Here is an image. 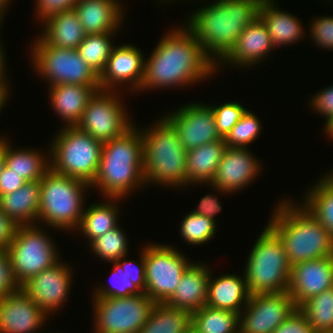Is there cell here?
I'll return each instance as SVG.
<instances>
[{
  "mask_svg": "<svg viewBox=\"0 0 333 333\" xmlns=\"http://www.w3.org/2000/svg\"><path fill=\"white\" fill-rule=\"evenodd\" d=\"M198 333H240V314L204 305L191 314Z\"/></svg>",
  "mask_w": 333,
  "mask_h": 333,
  "instance_id": "obj_34",
  "label": "cell"
},
{
  "mask_svg": "<svg viewBox=\"0 0 333 333\" xmlns=\"http://www.w3.org/2000/svg\"><path fill=\"white\" fill-rule=\"evenodd\" d=\"M144 67V55L135 45L113 46L106 66L99 75L100 90L118 92L122 84L125 87L129 85L130 91L139 92L143 82Z\"/></svg>",
  "mask_w": 333,
  "mask_h": 333,
  "instance_id": "obj_17",
  "label": "cell"
},
{
  "mask_svg": "<svg viewBox=\"0 0 333 333\" xmlns=\"http://www.w3.org/2000/svg\"><path fill=\"white\" fill-rule=\"evenodd\" d=\"M3 17H4V16L0 13V29H1V25H2L1 22L3 23V21H2V20H3Z\"/></svg>",
  "mask_w": 333,
  "mask_h": 333,
  "instance_id": "obj_57",
  "label": "cell"
},
{
  "mask_svg": "<svg viewBox=\"0 0 333 333\" xmlns=\"http://www.w3.org/2000/svg\"><path fill=\"white\" fill-rule=\"evenodd\" d=\"M186 333H198L193 326H191L187 331Z\"/></svg>",
  "mask_w": 333,
  "mask_h": 333,
  "instance_id": "obj_56",
  "label": "cell"
},
{
  "mask_svg": "<svg viewBox=\"0 0 333 333\" xmlns=\"http://www.w3.org/2000/svg\"><path fill=\"white\" fill-rule=\"evenodd\" d=\"M333 287V256L292 265L289 294L299 308L305 301Z\"/></svg>",
  "mask_w": 333,
  "mask_h": 333,
  "instance_id": "obj_19",
  "label": "cell"
},
{
  "mask_svg": "<svg viewBox=\"0 0 333 333\" xmlns=\"http://www.w3.org/2000/svg\"><path fill=\"white\" fill-rule=\"evenodd\" d=\"M298 309L316 333H333V287L305 301Z\"/></svg>",
  "mask_w": 333,
  "mask_h": 333,
  "instance_id": "obj_35",
  "label": "cell"
},
{
  "mask_svg": "<svg viewBox=\"0 0 333 333\" xmlns=\"http://www.w3.org/2000/svg\"><path fill=\"white\" fill-rule=\"evenodd\" d=\"M142 185H146L142 134L140 128L133 125L122 136L103 142L101 160L91 188L99 189L106 200L129 196Z\"/></svg>",
  "mask_w": 333,
  "mask_h": 333,
  "instance_id": "obj_4",
  "label": "cell"
},
{
  "mask_svg": "<svg viewBox=\"0 0 333 333\" xmlns=\"http://www.w3.org/2000/svg\"><path fill=\"white\" fill-rule=\"evenodd\" d=\"M296 308L288 291L250 295L240 313V333H272Z\"/></svg>",
  "mask_w": 333,
  "mask_h": 333,
  "instance_id": "obj_14",
  "label": "cell"
},
{
  "mask_svg": "<svg viewBox=\"0 0 333 333\" xmlns=\"http://www.w3.org/2000/svg\"><path fill=\"white\" fill-rule=\"evenodd\" d=\"M11 0H0V13L4 16L6 15V10L9 4H11Z\"/></svg>",
  "mask_w": 333,
  "mask_h": 333,
  "instance_id": "obj_53",
  "label": "cell"
},
{
  "mask_svg": "<svg viewBox=\"0 0 333 333\" xmlns=\"http://www.w3.org/2000/svg\"><path fill=\"white\" fill-rule=\"evenodd\" d=\"M151 243L144 247L146 294L155 303H165L174 293L188 266L187 255L171 245Z\"/></svg>",
  "mask_w": 333,
  "mask_h": 333,
  "instance_id": "obj_12",
  "label": "cell"
},
{
  "mask_svg": "<svg viewBox=\"0 0 333 333\" xmlns=\"http://www.w3.org/2000/svg\"><path fill=\"white\" fill-rule=\"evenodd\" d=\"M211 108L214 112L217 132L223 139L247 110L241 103L233 101L219 106L212 105Z\"/></svg>",
  "mask_w": 333,
  "mask_h": 333,
  "instance_id": "obj_41",
  "label": "cell"
},
{
  "mask_svg": "<svg viewBox=\"0 0 333 333\" xmlns=\"http://www.w3.org/2000/svg\"><path fill=\"white\" fill-rule=\"evenodd\" d=\"M311 23V40L318 48L333 51V16L317 17Z\"/></svg>",
  "mask_w": 333,
  "mask_h": 333,
  "instance_id": "obj_42",
  "label": "cell"
},
{
  "mask_svg": "<svg viewBox=\"0 0 333 333\" xmlns=\"http://www.w3.org/2000/svg\"><path fill=\"white\" fill-rule=\"evenodd\" d=\"M273 49L275 50L270 34L264 22L258 17L245 28L228 53L216 64V72H219L220 64L224 63L241 68L257 65Z\"/></svg>",
  "mask_w": 333,
  "mask_h": 333,
  "instance_id": "obj_21",
  "label": "cell"
},
{
  "mask_svg": "<svg viewBox=\"0 0 333 333\" xmlns=\"http://www.w3.org/2000/svg\"><path fill=\"white\" fill-rule=\"evenodd\" d=\"M262 0H214L197 8L185 27L216 65L245 28L258 18Z\"/></svg>",
  "mask_w": 333,
  "mask_h": 333,
  "instance_id": "obj_2",
  "label": "cell"
},
{
  "mask_svg": "<svg viewBox=\"0 0 333 333\" xmlns=\"http://www.w3.org/2000/svg\"><path fill=\"white\" fill-rule=\"evenodd\" d=\"M326 133V135L328 134L329 136V140H331L333 138V123L324 131ZM333 140V139H332Z\"/></svg>",
  "mask_w": 333,
  "mask_h": 333,
  "instance_id": "obj_54",
  "label": "cell"
},
{
  "mask_svg": "<svg viewBox=\"0 0 333 333\" xmlns=\"http://www.w3.org/2000/svg\"><path fill=\"white\" fill-rule=\"evenodd\" d=\"M327 174L333 179V170L331 172H327Z\"/></svg>",
  "mask_w": 333,
  "mask_h": 333,
  "instance_id": "obj_58",
  "label": "cell"
},
{
  "mask_svg": "<svg viewBox=\"0 0 333 333\" xmlns=\"http://www.w3.org/2000/svg\"><path fill=\"white\" fill-rule=\"evenodd\" d=\"M40 227L36 224L17 226L13 240L7 248L13 274L20 287L61 259L53 239Z\"/></svg>",
  "mask_w": 333,
  "mask_h": 333,
  "instance_id": "obj_10",
  "label": "cell"
},
{
  "mask_svg": "<svg viewBox=\"0 0 333 333\" xmlns=\"http://www.w3.org/2000/svg\"><path fill=\"white\" fill-rule=\"evenodd\" d=\"M6 139L0 141V154L4 158L5 166L26 182L40 181L51 170L50 149L45 155L33 148H14L10 145V140Z\"/></svg>",
  "mask_w": 333,
  "mask_h": 333,
  "instance_id": "obj_27",
  "label": "cell"
},
{
  "mask_svg": "<svg viewBox=\"0 0 333 333\" xmlns=\"http://www.w3.org/2000/svg\"><path fill=\"white\" fill-rule=\"evenodd\" d=\"M120 199L123 198H110L108 201L101 203L90 204L88 208H84L81 222L76 229L83 236L87 237L89 243L100 235L116 228L118 226L119 207H117ZM116 204V205H115Z\"/></svg>",
  "mask_w": 333,
  "mask_h": 333,
  "instance_id": "obj_31",
  "label": "cell"
},
{
  "mask_svg": "<svg viewBox=\"0 0 333 333\" xmlns=\"http://www.w3.org/2000/svg\"><path fill=\"white\" fill-rule=\"evenodd\" d=\"M312 100V101H311ZM310 100L312 111L317 112L319 115L324 116V130L333 123V85L326 87L324 90L317 92V94Z\"/></svg>",
  "mask_w": 333,
  "mask_h": 333,
  "instance_id": "obj_44",
  "label": "cell"
},
{
  "mask_svg": "<svg viewBox=\"0 0 333 333\" xmlns=\"http://www.w3.org/2000/svg\"><path fill=\"white\" fill-rule=\"evenodd\" d=\"M88 244L92 253L105 260V262L117 261L129 253L128 240L120 225L98 236Z\"/></svg>",
  "mask_w": 333,
  "mask_h": 333,
  "instance_id": "obj_37",
  "label": "cell"
},
{
  "mask_svg": "<svg viewBox=\"0 0 333 333\" xmlns=\"http://www.w3.org/2000/svg\"><path fill=\"white\" fill-rule=\"evenodd\" d=\"M210 272L209 266L203 262L194 263L193 261L184 271L174 293L165 303L191 314L201 309L207 301Z\"/></svg>",
  "mask_w": 333,
  "mask_h": 333,
  "instance_id": "obj_23",
  "label": "cell"
},
{
  "mask_svg": "<svg viewBox=\"0 0 333 333\" xmlns=\"http://www.w3.org/2000/svg\"><path fill=\"white\" fill-rule=\"evenodd\" d=\"M228 146L224 139L207 143L186 152L187 186L211 184Z\"/></svg>",
  "mask_w": 333,
  "mask_h": 333,
  "instance_id": "obj_30",
  "label": "cell"
},
{
  "mask_svg": "<svg viewBox=\"0 0 333 333\" xmlns=\"http://www.w3.org/2000/svg\"><path fill=\"white\" fill-rule=\"evenodd\" d=\"M51 107L64 119V127L76 126L90 99L100 90V86L60 84L49 86Z\"/></svg>",
  "mask_w": 333,
  "mask_h": 333,
  "instance_id": "obj_24",
  "label": "cell"
},
{
  "mask_svg": "<svg viewBox=\"0 0 333 333\" xmlns=\"http://www.w3.org/2000/svg\"><path fill=\"white\" fill-rule=\"evenodd\" d=\"M175 128L186 151L207 143L222 140L217 132L211 105L189 103L163 115Z\"/></svg>",
  "mask_w": 333,
  "mask_h": 333,
  "instance_id": "obj_15",
  "label": "cell"
},
{
  "mask_svg": "<svg viewBox=\"0 0 333 333\" xmlns=\"http://www.w3.org/2000/svg\"><path fill=\"white\" fill-rule=\"evenodd\" d=\"M113 264L112 282L106 285H99L92 293V298H109V297H129L140 295L143 292L132 283L131 279L124 273L121 264L118 261L110 262ZM103 286V287H102Z\"/></svg>",
  "mask_w": 333,
  "mask_h": 333,
  "instance_id": "obj_40",
  "label": "cell"
},
{
  "mask_svg": "<svg viewBox=\"0 0 333 333\" xmlns=\"http://www.w3.org/2000/svg\"><path fill=\"white\" fill-rule=\"evenodd\" d=\"M4 166H5V161H4L3 156L0 154V175L2 173Z\"/></svg>",
  "mask_w": 333,
  "mask_h": 333,
  "instance_id": "obj_55",
  "label": "cell"
},
{
  "mask_svg": "<svg viewBox=\"0 0 333 333\" xmlns=\"http://www.w3.org/2000/svg\"><path fill=\"white\" fill-rule=\"evenodd\" d=\"M25 180L12 169L4 166L0 175V195L15 192L25 184Z\"/></svg>",
  "mask_w": 333,
  "mask_h": 333,
  "instance_id": "obj_49",
  "label": "cell"
},
{
  "mask_svg": "<svg viewBox=\"0 0 333 333\" xmlns=\"http://www.w3.org/2000/svg\"><path fill=\"white\" fill-rule=\"evenodd\" d=\"M118 32L87 34L76 49L81 58L98 74L104 70L114 46L112 38Z\"/></svg>",
  "mask_w": 333,
  "mask_h": 333,
  "instance_id": "obj_36",
  "label": "cell"
},
{
  "mask_svg": "<svg viewBox=\"0 0 333 333\" xmlns=\"http://www.w3.org/2000/svg\"><path fill=\"white\" fill-rule=\"evenodd\" d=\"M212 275L210 272L206 305L240 314L250 298L245 276Z\"/></svg>",
  "mask_w": 333,
  "mask_h": 333,
  "instance_id": "obj_25",
  "label": "cell"
},
{
  "mask_svg": "<svg viewBox=\"0 0 333 333\" xmlns=\"http://www.w3.org/2000/svg\"><path fill=\"white\" fill-rule=\"evenodd\" d=\"M9 93L10 92H0V111H1V109H3V106L6 105L5 103H7L6 101L9 98V95H10ZM2 139H4V136L3 137L0 136V141Z\"/></svg>",
  "mask_w": 333,
  "mask_h": 333,
  "instance_id": "obj_52",
  "label": "cell"
},
{
  "mask_svg": "<svg viewBox=\"0 0 333 333\" xmlns=\"http://www.w3.org/2000/svg\"><path fill=\"white\" fill-rule=\"evenodd\" d=\"M180 235L188 244L202 245L211 240L216 234L217 223L203 215L189 212L183 216Z\"/></svg>",
  "mask_w": 333,
  "mask_h": 333,
  "instance_id": "obj_38",
  "label": "cell"
},
{
  "mask_svg": "<svg viewBox=\"0 0 333 333\" xmlns=\"http://www.w3.org/2000/svg\"><path fill=\"white\" fill-rule=\"evenodd\" d=\"M120 91L98 90L87 104L76 127L103 142L122 136L134 124L119 97Z\"/></svg>",
  "mask_w": 333,
  "mask_h": 333,
  "instance_id": "obj_13",
  "label": "cell"
},
{
  "mask_svg": "<svg viewBox=\"0 0 333 333\" xmlns=\"http://www.w3.org/2000/svg\"><path fill=\"white\" fill-rule=\"evenodd\" d=\"M256 158L248 147H227L209 187L222 194L240 192L260 175L262 165Z\"/></svg>",
  "mask_w": 333,
  "mask_h": 333,
  "instance_id": "obj_18",
  "label": "cell"
},
{
  "mask_svg": "<svg viewBox=\"0 0 333 333\" xmlns=\"http://www.w3.org/2000/svg\"><path fill=\"white\" fill-rule=\"evenodd\" d=\"M47 318L22 288L0 299V333H36Z\"/></svg>",
  "mask_w": 333,
  "mask_h": 333,
  "instance_id": "obj_20",
  "label": "cell"
},
{
  "mask_svg": "<svg viewBox=\"0 0 333 333\" xmlns=\"http://www.w3.org/2000/svg\"><path fill=\"white\" fill-rule=\"evenodd\" d=\"M275 0H262L258 17L264 22L274 48L295 44L305 36L303 26L295 15L280 10Z\"/></svg>",
  "mask_w": 333,
  "mask_h": 333,
  "instance_id": "obj_26",
  "label": "cell"
},
{
  "mask_svg": "<svg viewBox=\"0 0 333 333\" xmlns=\"http://www.w3.org/2000/svg\"><path fill=\"white\" fill-rule=\"evenodd\" d=\"M51 142V170L91 186L98 171L103 143L76 126L63 127Z\"/></svg>",
  "mask_w": 333,
  "mask_h": 333,
  "instance_id": "obj_8",
  "label": "cell"
},
{
  "mask_svg": "<svg viewBox=\"0 0 333 333\" xmlns=\"http://www.w3.org/2000/svg\"><path fill=\"white\" fill-rule=\"evenodd\" d=\"M272 333H316L306 316L296 308Z\"/></svg>",
  "mask_w": 333,
  "mask_h": 333,
  "instance_id": "obj_46",
  "label": "cell"
},
{
  "mask_svg": "<svg viewBox=\"0 0 333 333\" xmlns=\"http://www.w3.org/2000/svg\"><path fill=\"white\" fill-rule=\"evenodd\" d=\"M218 198V196L212 195V193L206 194L201 198L197 208L193 210V212L217 222L215 220V216L222 210V205L220 204Z\"/></svg>",
  "mask_w": 333,
  "mask_h": 333,
  "instance_id": "obj_48",
  "label": "cell"
},
{
  "mask_svg": "<svg viewBox=\"0 0 333 333\" xmlns=\"http://www.w3.org/2000/svg\"><path fill=\"white\" fill-rule=\"evenodd\" d=\"M17 224H15L6 214L0 209V250H5L11 244Z\"/></svg>",
  "mask_w": 333,
  "mask_h": 333,
  "instance_id": "obj_50",
  "label": "cell"
},
{
  "mask_svg": "<svg viewBox=\"0 0 333 333\" xmlns=\"http://www.w3.org/2000/svg\"><path fill=\"white\" fill-rule=\"evenodd\" d=\"M92 301L93 333H138L156 304L146 293Z\"/></svg>",
  "mask_w": 333,
  "mask_h": 333,
  "instance_id": "obj_11",
  "label": "cell"
},
{
  "mask_svg": "<svg viewBox=\"0 0 333 333\" xmlns=\"http://www.w3.org/2000/svg\"><path fill=\"white\" fill-rule=\"evenodd\" d=\"M190 327L191 313L166 303H156L138 333H186Z\"/></svg>",
  "mask_w": 333,
  "mask_h": 333,
  "instance_id": "obj_33",
  "label": "cell"
},
{
  "mask_svg": "<svg viewBox=\"0 0 333 333\" xmlns=\"http://www.w3.org/2000/svg\"><path fill=\"white\" fill-rule=\"evenodd\" d=\"M306 192L302 204L333 237V179L326 173Z\"/></svg>",
  "mask_w": 333,
  "mask_h": 333,
  "instance_id": "obj_32",
  "label": "cell"
},
{
  "mask_svg": "<svg viewBox=\"0 0 333 333\" xmlns=\"http://www.w3.org/2000/svg\"><path fill=\"white\" fill-rule=\"evenodd\" d=\"M31 48L35 72L50 86L77 84L99 86V75L81 58L76 49L58 48L36 38Z\"/></svg>",
  "mask_w": 333,
  "mask_h": 333,
  "instance_id": "obj_9",
  "label": "cell"
},
{
  "mask_svg": "<svg viewBox=\"0 0 333 333\" xmlns=\"http://www.w3.org/2000/svg\"><path fill=\"white\" fill-rule=\"evenodd\" d=\"M1 41V40H0ZM4 48L0 42V92H9L8 79L6 74V59L4 54ZM6 75V76H5Z\"/></svg>",
  "mask_w": 333,
  "mask_h": 333,
  "instance_id": "obj_51",
  "label": "cell"
},
{
  "mask_svg": "<svg viewBox=\"0 0 333 333\" xmlns=\"http://www.w3.org/2000/svg\"><path fill=\"white\" fill-rule=\"evenodd\" d=\"M252 113L250 110H246L241 119L236 123L232 130L224 138V141L228 147L246 148L257 140L262 131L261 120Z\"/></svg>",
  "mask_w": 333,
  "mask_h": 333,
  "instance_id": "obj_39",
  "label": "cell"
},
{
  "mask_svg": "<svg viewBox=\"0 0 333 333\" xmlns=\"http://www.w3.org/2000/svg\"><path fill=\"white\" fill-rule=\"evenodd\" d=\"M41 22L45 25L39 36L54 47L77 49L87 35L74 9L52 14Z\"/></svg>",
  "mask_w": 333,
  "mask_h": 333,
  "instance_id": "obj_29",
  "label": "cell"
},
{
  "mask_svg": "<svg viewBox=\"0 0 333 333\" xmlns=\"http://www.w3.org/2000/svg\"><path fill=\"white\" fill-rule=\"evenodd\" d=\"M13 274L8 250H0V299L20 289Z\"/></svg>",
  "mask_w": 333,
  "mask_h": 333,
  "instance_id": "obj_43",
  "label": "cell"
},
{
  "mask_svg": "<svg viewBox=\"0 0 333 333\" xmlns=\"http://www.w3.org/2000/svg\"><path fill=\"white\" fill-rule=\"evenodd\" d=\"M141 134L146 185L154 183L168 188L186 187L187 151L181 145L173 125L163 116L151 127L142 129Z\"/></svg>",
  "mask_w": 333,
  "mask_h": 333,
  "instance_id": "obj_5",
  "label": "cell"
},
{
  "mask_svg": "<svg viewBox=\"0 0 333 333\" xmlns=\"http://www.w3.org/2000/svg\"><path fill=\"white\" fill-rule=\"evenodd\" d=\"M141 257L138 261L127 260V256H123L117 261L121 264L124 273L131 279L132 283H134L143 293L146 292V281H145V257H144V248H142V252H140Z\"/></svg>",
  "mask_w": 333,
  "mask_h": 333,
  "instance_id": "obj_45",
  "label": "cell"
},
{
  "mask_svg": "<svg viewBox=\"0 0 333 333\" xmlns=\"http://www.w3.org/2000/svg\"><path fill=\"white\" fill-rule=\"evenodd\" d=\"M244 276L250 295L287 292L292 265L280 239L265 226L249 252Z\"/></svg>",
  "mask_w": 333,
  "mask_h": 333,
  "instance_id": "obj_7",
  "label": "cell"
},
{
  "mask_svg": "<svg viewBox=\"0 0 333 333\" xmlns=\"http://www.w3.org/2000/svg\"><path fill=\"white\" fill-rule=\"evenodd\" d=\"M73 9L86 34L119 32L124 22L121 0H78Z\"/></svg>",
  "mask_w": 333,
  "mask_h": 333,
  "instance_id": "obj_22",
  "label": "cell"
},
{
  "mask_svg": "<svg viewBox=\"0 0 333 333\" xmlns=\"http://www.w3.org/2000/svg\"><path fill=\"white\" fill-rule=\"evenodd\" d=\"M39 202L40 181H27L15 192L0 195V209L17 226L38 224Z\"/></svg>",
  "mask_w": 333,
  "mask_h": 333,
  "instance_id": "obj_28",
  "label": "cell"
},
{
  "mask_svg": "<svg viewBox=\"0 0 333 333\" xmlns=\"http://www.w3.org/2000/svg\"><path fill=\"white\" fill-rule=\"evenodd\" d=\"M171 29L157 43L144 67L139 91L190 86L213 76L216 65L185 27Z\"/></svg>",
  "mask_w": 333,
  "mask_h": 333,
  "instance_id": "obj_1",
  "label": "cell"
},
{
  "mask_svg": "<svg viewBox=\"0 0 333 333\" xmlns=\"http://www.w3.org/2000/svg\"><path fill=\"white\" fill-rule=\"evenodd\" d=\"M277 203L267 227L280 239L291 265L333 256V237L303 204Z\"/></svg>",
  "mask_w": 333,
  "mask_h": 333,
  "instance_id": "obj_3",
  "label": "cell"
},
{
  "mask_svg": "<svg viewBox=\"0 0 333 333\" xmlns=\"http://www.w3.org/2000/svg\"><path fill=\"white\" fill-rule=\"evenodd\" d=\"M91 188L82 180L50 170L40 180L38 225L73 232L79 227L84 211V193ZM88 189V190H87Z\"/></svg>",
  "mask_w": 333,
  "mask_h": 333,
  "instance_id": "obj_6",
  "label": "cell"
},
{
  "mask_svg": "<svg viewBox=\"0 0 333 333\" xmlns=\"http://www.w3.org/2000/svg\"><path fill=\"white\" fill-rule=\"evenodd\" d=\"M71 270V267L59 260L30 278L21 288L49 316L68 301L73 281Z\"/></svg>",
  "mask_w": 333,
  "mask_h": 333,
  "instance_id": "obj_16",
  "label": "cell"
},
{
  "mask_svg": "<svg viewBox=\"0 0 333 333\" xmlns=\"http://www.w3.org/2000/svg\"><path fill=\"white\" fill-rule=\"evenodd\" d=\"M35 12L40 21H43L48 16L64 11L73 9L78 0H35Z\"/></svg>",
  "mask_w": 333,
  "mask_h": 333,
  "instance_id": "obj_47",
  "label": "cell"
}]
</instances>
